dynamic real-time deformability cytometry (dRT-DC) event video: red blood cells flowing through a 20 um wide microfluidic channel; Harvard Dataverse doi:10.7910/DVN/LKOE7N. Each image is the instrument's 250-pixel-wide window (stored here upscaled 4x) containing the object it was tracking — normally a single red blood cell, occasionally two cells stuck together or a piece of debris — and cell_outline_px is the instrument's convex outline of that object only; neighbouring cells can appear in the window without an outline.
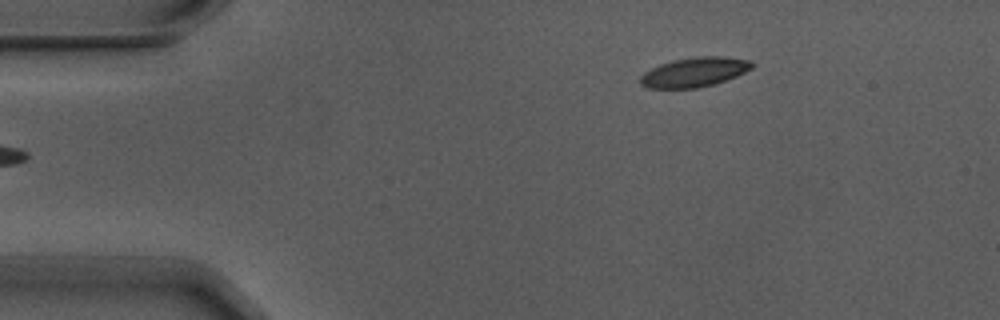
{"species": "Egyptian fruit bat (a non-hibernating species)", "species_latin": "Rousettus aegyptiacus", "temperature_condition": "warm", "stored_images_in_passage": 4, "camera_frame_rate_fps": 3000, "um_per_image_px": 0.085, "animal": {"sex": "male"}, "frame": {"image": 1, "passage_image": 4, "time_ms": 1.0, "image_size_px": [1000, 320], "cell_outline_px": [[756, 64], [752, 68], [736, 76], [712, 84], [696, 88], [648, 88], [640, 84], [640, 76], [644, 72], [660, 64], [672, 60], [696, 56], [720, 56], [752, 60]], "centroid_in_image_um": [59.03, 6.12], "position_along_channel_um": 26.0, "area_um2": 19.19}}